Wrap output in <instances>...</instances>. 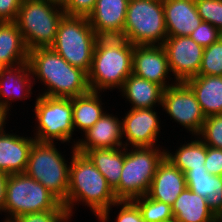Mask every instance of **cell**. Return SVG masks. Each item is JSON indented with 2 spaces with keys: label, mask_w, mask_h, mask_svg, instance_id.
I'll return each instance as SVG.
<instances>
[{
  "label": "cell",
  "mask_w": 222,
  "mask_h": 222,
  "mask_svg": "<svg viewBox=\"0 0 222 222\" xmlns=\"http://www.w3.org/2000/svg\"><path fill=\"white\" fill-rule=\"evenodd\" d=\"M28 64L34 83L39 80L46 87L44 93L38 95L74 98L90 91L87 73L70 65L51 47L29 51Z\"/></svg>",
  "instance_id": "cell-1"
},
{
  "label": "cell",
  "mask_w": 222,
  "mask_h": 222,
  "mask_svg": "<svg viewBox=\"0 0 222 222\" xmlns=\"http://www.w3.org/2000/svg\"><path fill=\"white\" fill-rule=\"evenodd\" d=\"M69 183L66 200L62 203L70 217L76 205H87L97 219L118 200L105 177L97 170L90 159L71 147Z\"/></svg>",
  "instance_id": "cell-2"
},
{
  "label": "cell",
  "mask_w": 222,
  "mask_h": 222,
  "mask_svg": "<svg viewBox=\"0 0 222 222\" xmlns=\"http://www.w3.org/2000/svg\"><path fill=\"white\" fill-rule=\"evenodd\" d=\"M134 45L121 37L98 38L87 73L90 91L119 90L132 74Z\"/></svg>",
  "instance_id": "cell-3"
},
{
  "label": "cell",
  "mask_w": 222,
  "mask_h": 222,
  "mask_svg": "<svg viewBox=\"0 0 222 222\" xmlns=\"http://www.w3.org/2000/svg\"><path fill=\"white\" fill-rule=\"evenodd\" d=\"M129 151V152H128ZM165 158V148L124 147V165L119 185L113 190L120 200H133L148 193L158 165Z\"/></svg>",
  "instance_id": "cell-4"
},
{
  "label": "cell",
  "mask_w": 222,
  "mask_h": 222,
  "mask_svg": "<svg viewBox=\"0 0 222 222\" xmlns=\"http://www.w3.org/2000/svg\"><path fill=\"white\" fill-rule=\"evenodd\" d=\"M65 15L63 9L46 0H22L15 19L29 51L51 47L58 25Z\"/></svg>",
  "instance_id": "cell-5"
},
{
  "label": "cell",
  "mask_w": 222,
  "mask_h": 222,
  "mask_svg": "<svg viewBox=\"0 0 222 222\" xmlns=\"http://www.w3.org/2000/svg\"><path fill=\"white\" fill-rule=\"evenodd\" d=\"M66 209L62 202L41 183L26 173L10 174L6 183L4 212L6 221L33 212Z\"/></svg>",
  "instance_id": "cell-6"
},
{
  "label": "cell",
  "mask_w": 222,
  "mask_h": 222,
  "mask_svg": "<svg viewBox=\"0 0 222 222\" xmlns=\"http://www.w3.org/2000/svg\"><path fill=\"white\" fill-rule=\"evenodd\" d=\"M98 38L87 17L64 15L51 48L70 65L88 73Z\"/></svg>",
  "instance_id": "cell-7"
},
{
  "label": "cell",
  "mask_w": 222,
  "mask_h": 222,
  "mask_svg": "<svg viewBox=\"0 0 222 222\" xmlns=\"http://www.w3.org/2000/svg\"><path fill=\"white\" fill-rule=\"evenodd\" d=\"M56 143L34 140L25 173L63 203L68 192L70 162L67 165Z\"/></svg>",
  "instance_id": "cell-8"
},
{
  "label": "cell",
  "mask_w": 222,
  "mask_h": 222,
  "mask_svg": "<svg viewBox=\"0 0 222 222\" xmlns=\"http://www.w3.org/2000/svg\"><path fill=\"white\" fill-rule=\"evenodd\" d=\"M123 38L132 45H162L167 38L163 0H129Z\"/></svg>",
  "instance_id": "cell-9"
},
{
  "label": "cell",
  "mask_w": 222,
  "mask_h": 222,
  "mask_svg": "<svg viewBox=\"0 0 222 222\" xmlns=\"http://www.w3.org/2000/svg\"><path fill=\"white\" fill-rule=\"evenodd\" d=\"M34 113L36 117L37 141L54 142L62 144L71 143L74 134L73 108L71 98H55L38 95L35 101ZM38 124V125H37Z\"/></svg>",
  "instance_id": "cell-10"
},
{
  "label": "cell",
  "mask_w": 222,
  "mask_h": 222,
  "mask_svg": "<svg viewBox=\"0 0 222 222\" xmlns=\"http://www.w3.org/2000/svg\"><path fill=\"white\" fill-rule=\"evenodd\" d=\"M162 108L170 119L197 136L206 117L194 92L185 82H177L163 91Z\"/></svg>",
  "instance_id": "cell-11"
},
{
  "label": "cell",
  "mask_w": 222,
  "mask_h": 222,
  "mask_svg": "<svg viewBox=\"0 0 222 222\" xmlns=\"http://www.w3.org/2000/svg\"><path fill=\"white\" fill-rule=\"evenodd\" d=\"M174 80L185 82L198 75L204 48L189 36H167L162 44Z\"/></svg>",
  "instance_id": "cell-12"
},
{
  "label": "cell",
  "mask_w": 222,
  "mask_h": 222,
  "mask_svg": "<svg viewBox=\"0 0 222 222\" xmlns=\"http://www.w3.org/2000/svg\"><path fill=\"white\" fill-rule=\"evenodd\" d=\"M154 110V108H130L121 118L123 139H126L123 141L124 147L158 146L161 120H159L158 112Z\"/></svg>",
  "instance_id": "cell-13"
},
{
  "label": "cell",
  "mask_w": 222,
  "mask_h": 222,
  "mask_svg": "<svg viewBox=\"0 0 222 222\" xmlns=\"http://www.w3.org/2000/svg\"><path fill=\"white\" fill-rule=\"evenodd\" d=\"M132 74L154 82L164 90L177 83L169 76L172 74L162 45H134Z\"/></svg>",
  "instance_id": "cell-14"
},
{
  "label": "cell",
  "mask_w": 222,
  "mask_h": 222,
  "mask_svg": "<svg viewBox=\"0 0 222 222\" xmlns=\"http://www.w3.org/2000/svg\"><path fill=\"white\" fill-rule=\"evenodd\" d=\"M82 139L73 141L72 144L79 153H85L92 149L121 148L124 147L122 119L118 116L105 113L84 134Z\"/></svg>",
  "instance_id": "cell-15"
},
{
  "label": "cell",
  "mask_w": 222,
  "mask_h": 222,
  "mask_svg": "<svg viewBox=\"0 0 222 222\" xmlns=\"http://www.w3.org/2000/svg\"><path fill=\"white\" fill-rule=\"evenodd\" d=\"M129 0H97L88 21L99 38L121 37Z\"/></svg>",
  "instance_id": "cell-16"
},
{
  "label": "cell",
  "mask_w": 222,
  "mask_h": 222,
  "mask_svg": "<svg viewBox=\"0 0 222 222\" xmlns=\"http://www.w3.org/2000/svg\"><path fill=\"white\" fill-rule=\"evenodd\" d=\"M33 84L28 62L5 66L0 71V106L9 111L13 107L12 101L31 98Z\"/></svg>",
  "instance_id": "cell-17"
},
{
  "label": "cell",
  "mask_w": 222,
  "mask_h": 222,
  "mask_svg": "<svg viewBox=\"0 0 222 222\" xmlns=\"http://www.w3.org/2000/svg\"><path fill=\"white\" fill-rule=\"evenodd\" d=\"M186 187L185 174L165 157L158 165L146 195L172 206Z\"/></svg>",
  "instance_id": "cell-18"
},
{
  "label": "cell",
  "mask_w": 222,
  "mask_h": 222,
  "mask_svg": "<svg viewBox=\"0 0 222 222\" xmlns=\"http://www.w3.org/2000/svg\"><path fill=\"white\" fill-rule=\"evenodd\" d=\"M167 36H189L202 22L195 0H163Z\"/></svg>",
  "instance_id": "cell-19"
},
{
  "label": "cell",
  "mask_w": 222,
  "mask_h": 222,
  "mask_svg": "<svg viewBox=\"0 0 222 222\" xmlns=\"http://www.w3.org/2000/svg\"><path fill=\"white\" fill-rule=\"evenodd\" d=\"M34 140V137L10 132L0 135V171L25 173Z\"/></svg>",
  "instance_id": "cell-20"
},
{
  "label": "cell",
  "mask_w": 222,
  "mask_h": 222,
  "mask_svg": "<svg viewBox=\"0 0 222 222\" xmlns=\"http://www.w3.org/2000/svg\"><path fill=\"white\" fill-rule=\"evenodd\" d=\"M187 187L206 199L208 208L222 218V176L207 173L206 168L190 169L185 173Z\"/></svg>",
  "instance_id": "cell-21"
},
{
  "label": "cell",
  "mask_w": 222,
  "mask_h": 222,
  "mask_svg": "<svg viewBox=\"0 0 222 222\" xmlns=\"http://www.w3.org/2000/svg\"><path fill=\"white\" fill-rule=\"evenodd\" d=\"M119 91L121 96L132 104L130 107L133 109L162 106L164 89L160 85L134 74L125 80Z\"/></svg>",
  "instance_id": "cell-22"
},
{
  "label": "cell",
  "mask_w": 222,
  "mask_h": 222,
  "mask_svg": "<svg viewBox=\"0 0 222 222\" xmlns=\"http://www.w3.org/2000/svg\"><path fill=\"white\" fill-rule=\"evenodd\" d=\"M185 83L194 92L205 117L222 114V76H195Z\"/></svg>",
  "instance_id": "cell-23"
},
{
  "label": "cell",
  "mask_w": 222,
  "mask_h": 222,
  "mask_svg": "<svg viewBox=\"0 0 222 222\" xmlns=\"http://www.w3.org/2000/svg\"><path fill=\"white\" fill-rule=\"evenodd\" d=\"M175 222H213L217 219L206 199L186 187L172 205Z\"/></svg>",
  "instance_id": "cell-24"
},
{
  "label": "cell",
  "mask_w": 222,
  "mask_h": 222,
  "mask_svg": "<svg viewBox=\"0 0 222 222\" xmlns=\"http://www.w3.org/2000/svg\"><path fill=\"white\" fill-rule=\"evenodd\" d=\"M29 50L14 21L0 22V62L15 66L28 62Z\"/></svg>",
  "instance_id": "cell-25"
},
{
  "label": "cell",
  "mask_w": 222,
  "mask_h": 222,
  "mask_svg": "<svg viewBox=\"0 0 222 222\" xmlns=\"http://www.w3.org/2000/svg\"><path fill=\"white\" fill-rule=\"evenodd\" d=\"M100 92L89 91L85 95L71 98L73 108V128L86 132L105 113Z\"/></svg>",
  "instance_id": "cell-26"
},
{
  "label": "cell",
  "mask_w": 222,
  "mask_h": 222,
  "mask_svg": "<svg viewBox=\"0 0 222 222\" xmlns=\"http://www.w3.org/2000/svg\"><path fill=\"white\" fill-rule=\"evenodd\" d=\"M114 190L120 182L124 165V147L92 149L84 153Z\"/></svg>",
  "instance_id": "cell-27"
},
{
  "label": "cell",
  "mask_w": 222,
  "mask_h": 222,
  "mask_svg": "<svg viewBox=\"0 0 222 222\" xmlns=\"http://www.w3.org/2000/svg\"><path fill=\"white\" fill-rule=\"evenodd\" d=\"M189 143L180 145L175 149V153L165 149V157L183 173L190 169L198 170L205 168L207 156V146L199 139L198 136Z\"/></svg>",
  "instance_id": "cell-28"
},
{
  "label": "cell",
  "mask_w": 222,
  "mask_h": 222,
  "mask_svg": "<svg viewBox=\"0 0 222 222\" xmlns=\"http://www.w3.org/2000/svg\"><path fill=\"white\" fill-rule=\"evenodd\" d=\"M139 208L145 222H172L174 215L172 206L154 199L147 195L132 200Z\"/></svg>",
  "instance_id": "cell-29"
},
{
  "label": "cell",
  "mask_w": 222,
  "mask_h": 222,
  "mask_svg": "<svg viewBox=\"0 0 222 222\" xmlns=\"http://www.w3.org/2000/svg\"><path fill=\"white\" fill-rule=\"evenodd\" d=\"M199 76H222V36L204 48Z\"/></svg>",
  "instance_id": "cell-30"
},
{
  "label": "cell",
  "mask_w": 222,
  "mask_h": 222,
  "mask_svg": "<svg viewBox=\"0 0 222 222\" xmlns=\"http://www.w3.org/2000/svg\"><path fill=\"white\" fill-rule=\"evenodd\" d=\"M197 136L206 146L222 149V114L206 117Z\"/></svg>",
  "instance_id": "cell-31"
},
{
  "label": "cell",
  "mask_w": 222,
  "mask_h": 222,
  "mask_svg": "<svg viewBox=\"0 0 222 222\" xmlns=\"http://www.w3.org/2000/svg\"><path fill=\"white\" fill-rule=\"evenodd\" d=\"M119 207L120 210L115 222H145L138 206L132 200H120L107 209L99 218L100 222H109V214L112 207Z\"/></svg>",
  "instance_id": "cell-32"
},
{
  "label": "cell",
  "mask_w": 222,
  "mask_h": 222,
  "mask_svg": "<svg viewBox=\"0 0 222 222\" xmlns=\"http://www.w3.org/2000/svg\"><path fill=\"white\" fill-rule=\"evenodd\" d=\"M199 16L222 33V0H195Z\"/></svg>",
  "instance_id": "cell-33"
},
{
  "label": "cell",
  "mask_w": 222,
  "mask_h": 222,
  "mask_svg": "<svg viewBox=\"0 0 222 222\" xmlns=\"http://www.w3.org/2000/svg\"><path fill=\"white\" fill-rule=\"evenodd\" d=\"M71 220L67 209H54L20 215L12 222H68Z\"/></svg>",
  "instance_id": "cell-34"
},
{
  "label": "cell",
  "mask_w": 222,
  "mask_h": 222,
  "mask_svg": "<svg viewBox=\"0 0 222 222\" xmlns=\"http://www.w3.org/2000/svg\"><path fill=\"white\" fill-rule=\"evenodd\" d=\"M222 33L208 22H201V24L189 35L197 44L203 48H207L212 43L216 42Z\"/></svg>",
  "instance_id": "cell-35"
},
{
  "label": "cell",
  "mask_w": 222,
  "mask_h": 222,
  "mask_svg": "<svg viewBox=\"0 0 222 222\" xmlns=\"http://www.w3.org/2000/svg\"><path fill=\"white\" fill-rule=\"evenodd\" d=\"M97 0H70L64 9L65 15L88 17Z\"/></svg>",
  "instance_id": "cell-36"
},
{
  "label": "cell",
  "mask_w": 222,
  "mask_h": 222,
  "mask_svg": "<svg viewBox=\"0 0 222 222\" xmlns=\"http://www.w3.org/2000/svg\"><path fill=\"white\" fill-rule=\"evenodd\" d=\"M204 166L207 173L222 176V149L207 146V156Z\"/></svg>",
  "instance_id": "cell-37"
},
{
  "label": "cell",
  "mask_w": 222,
  "mask_h": 222,
  "mask_svg": "<svg viewBox=\"0 0 222 222\" xmlns=\"http://www.w3.org/2000/svg\"><path fill=\"white\" fill-rule=\"evenodd\" d=\"M22 0H0V22L15 21Z\"/></svg>",
  "instance_id": "cell-38"
},
{
  "label": "cell",
  "mask_w": 222,
  "mask_h": 222,
  "mask_svg": "<svg viewBox=\"0 0 222 222\" xmlns=\"http://www.w3.org/2000/svg\"><path fill=\"white\" fill-rule=\"evenodd\" d=\"M10 174L0 171V213L4 212L6 198V183Z\"/></svg>",
  "instance_id": "cell-39"
},
{
  "label": "cell",
  "mask_w": 222,
  "mask_h": 222,
  "mask_svg": "<svg viewBox=\"0 0 222 222\" xmlns=\"http://www.w3.org/2000/svg\"><path fill=\"white\" fill-rule=\"evenodd\" d=\"M8 114L11 115L4 106H0V135L4 134L6 131L4 128H6L5 125L7 124Z\"/></svg>",
  "instance_id": "cell-40"
},
{
  "label": "cell",
  "mask_w": 222,
  "mask_h": 222,
  "mask_svg": "<svg viewBox=\"0 0 222 222\" xmlns=\"http://www.w3.org/2000/svg\"><path fill=\"white\" fill-rule=\"evenodd\" d=\"M46 1H48L51 5L56 6L63 10L68 6L70 2V0H46Z\"/></svg>",
  "instance_id": "cell-41"
},
{
  "label": "cell",
  "mask_w": 222,
  "mask_h": 222,
  "mask_svg": "<svg viewBox=\"0 0 222 222\" xmlns=\"http://www.w3.org/2000/svg\"><path fill=\"white\" fill-rule=\"evenodd\" d=\"M213 222H222V218H217L215 221Z\"/></svg>",
  "instance_id": "cell-42"
},
{
  "label": "cell",
  "mask_w": 222,
  "mask_h": 222,
  "mask_svg": "<svg viewBox=\"0 0 222 222\" xmlns=\"http://www.w3.org/2000/svg\"><path fill=\"white\" fill-rule=\"evenodd\" d=\"M5 66L0 62V71L4 68Z\"/></svg>",
  "instance_id": "cell-43"
}]
</instances>
